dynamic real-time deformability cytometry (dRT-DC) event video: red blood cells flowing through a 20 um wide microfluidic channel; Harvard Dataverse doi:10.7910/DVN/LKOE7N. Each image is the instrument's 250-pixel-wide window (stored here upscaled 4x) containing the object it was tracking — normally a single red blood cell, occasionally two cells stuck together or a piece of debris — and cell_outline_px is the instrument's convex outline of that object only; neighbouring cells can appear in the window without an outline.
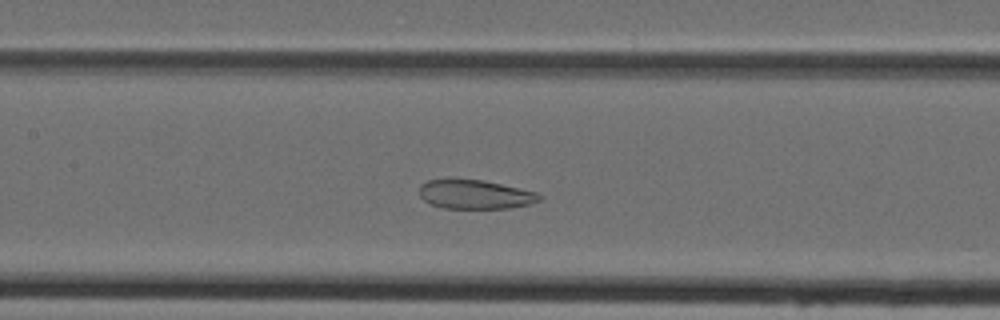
{"species": "Egyptian fruit bat (a non-hibernating species)", "species_latin": "Rousettus aegyptiacus", "temperature_condition": "cold", "stored_images_in_passage": 42, "camera_frame_rate_fps": 3000, "um_per_image_px": 0.085, "animal": {"sex": "female"}, "frame": {"image": 1, "passage_image": 17, "time_ms": 5.333, "image_size_px": [1000, 320], "cell_outline_px": [[544, 196], [540, 200], [528, 204], [508, 208], [444, 208], [432, 204], [424, 200], [420, 196], [420, 184], [428, 180], [484, 180], [536, 192]], "centroid_in_image_um": [40.4, 16.53], "position_along_channel_um": 167.0, "area_um2": 20.0}}
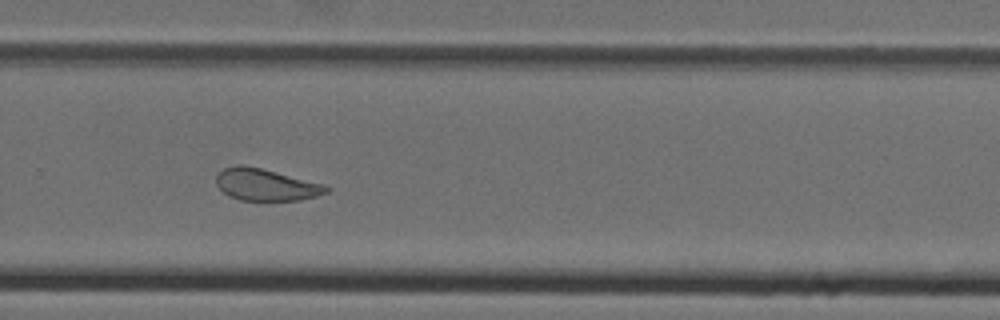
{"frame": {"image": 2, "passage_image": 27, "time_ms": 8.667, "image_size_px": [1000, 320], "cell_outline_px": [[332, 188], [328, 192], [316, 196], [300, 200], [264, 204], [240, 200], [228, 196], [216, 184], [216, 176], [224, 168], [236, 164], [244, 164], [324, 184]], "centroid_in_image_um": [22.6, 15.76], "position_along_channel_um": 307.2, "area_um2": 21.27}}
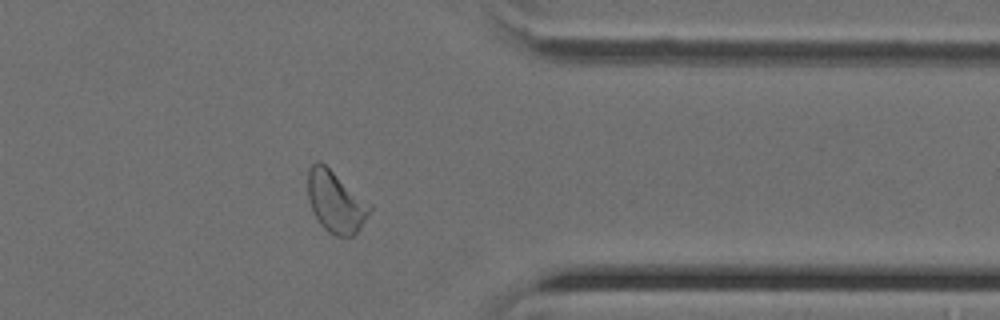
{"frame": {"image": 3, "passage_image": 33, "time_ms": 10.667, "image_size_px": [1000, 320], "cell_outline_px": [[372, 208], [360, 228], [352, 236], [336, 236], [328, 232], [320, 224], [312, 212], [308, 200], [308, 168], [316, 160], [320, 160], [372, 204]], "centroid_in_image_um": [28.52, 17.13], "position_along_channel_um": 382.9, "area_um2": 22.37}}